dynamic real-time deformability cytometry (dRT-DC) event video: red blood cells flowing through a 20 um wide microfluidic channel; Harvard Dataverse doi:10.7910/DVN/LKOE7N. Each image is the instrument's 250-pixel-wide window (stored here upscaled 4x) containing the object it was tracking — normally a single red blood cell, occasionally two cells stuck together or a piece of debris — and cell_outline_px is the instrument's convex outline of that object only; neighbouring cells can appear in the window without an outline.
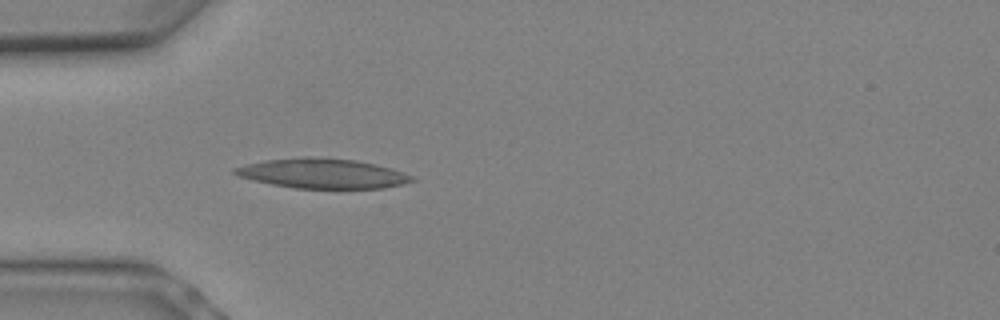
{"species": "Egyptian fruit bat (a non-hibernating species)", "species_latin": "Rousettus aegyptiacus", "temperature_condition": "warm", "stored_images_in_passage": 6, "camera_frame_rate_fps": 3000, "um_per_image_px": 0.085, "animal": {"sex": "female"}, "frame": {"image": 1, "passage_image": 6, "time_ms": 1.667, "image_size_px": [1000, 320], "cell_outline_px": [[416, 180], [404, 184], [384, 188], [296, 188], [272, 184], [252, 180], [240, 176], [232, 172], [232, 168], [244, 164], [264, 160], [304, 156], [308, 156], [356, 160], [376, 164], [392, 168], [412, 176]], "centroid_in_image_um": [27.4, 14.73], "position_along_channel_um": 57.6, "area_um2": 30.87}}